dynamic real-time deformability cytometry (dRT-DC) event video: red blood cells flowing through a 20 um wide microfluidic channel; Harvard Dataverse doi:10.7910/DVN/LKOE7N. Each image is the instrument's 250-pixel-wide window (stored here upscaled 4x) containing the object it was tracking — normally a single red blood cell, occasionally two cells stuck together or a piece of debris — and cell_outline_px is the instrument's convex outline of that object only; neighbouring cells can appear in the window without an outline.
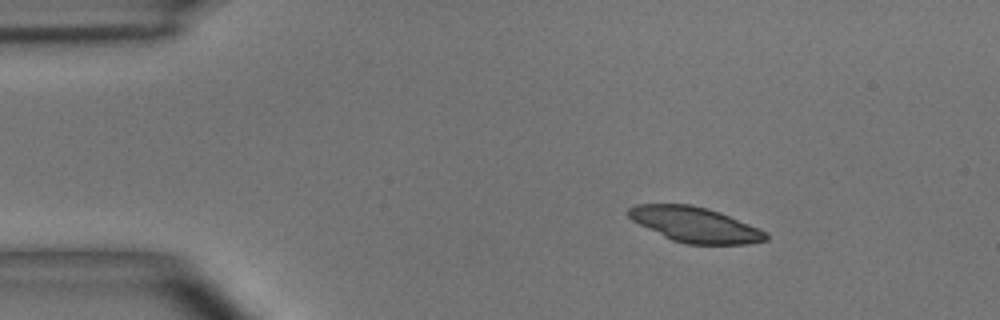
{"species": "common noctule bat (a hibernating species)", "species_latin": "Nyctalus noctula", "temperature_condition": "room temperature", "stored_images_in_passage": 4, "camera_frame_rate_fps": 3000, "um_per_image_px": 0.085, "animal": {"sex": "male", "body_mass_g": 15.6}, "frame": {"image": 1, "passage_image": 2, "time_ms": 1.333, "image_size_px": [1000, 320], "cell_outline_px": [[768, 240], [748, 244], [684, 244], [672, 240], [632, 220], [628, 216], [628, 208], [636, 204], [692, 204], [708, 208], [720, 212], [760, 228], [768, 232]], "centroid_in_image_um": [59.12, 19.09], "position_along_channel_um": 25.9, "area_um2": 28.21}}